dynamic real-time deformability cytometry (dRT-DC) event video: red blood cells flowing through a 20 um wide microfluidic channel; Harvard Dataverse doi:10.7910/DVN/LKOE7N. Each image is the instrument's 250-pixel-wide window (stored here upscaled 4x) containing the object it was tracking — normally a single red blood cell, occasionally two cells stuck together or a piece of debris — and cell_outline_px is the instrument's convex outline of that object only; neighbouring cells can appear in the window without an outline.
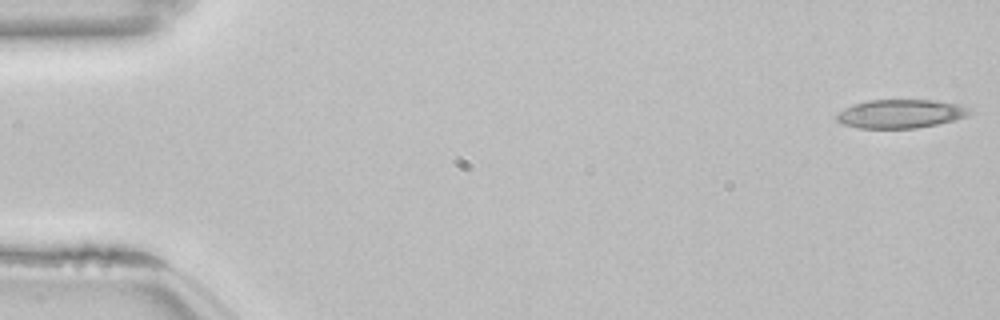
{"species": "common noctule bat (a hibernating species)", "species_latin": "Nyctalus noctula", "temperature_condition": "room temperature", "stored_images_in_passage": 53, "camera_frame_rate_fps": 3000, "um_per_image_px": 0.085, "animal": {"sex": "female", "body_mass_g": 22.7, "forearm_length_mm": 54.2}, "frame": {"image": 1, "passage_image": 1, "time_ms": 0.0, "image_size_px": [1000, 320], "cell_outline_px": [[972, 112], [968, 116], [936, 124], [916, 128], [860, 128], [844, 124], [836, 120], [836, 116], [840, 112], [852, 104], [868, 100], [936, 100], [960, 104], [972, 108]], "centroid_in_image_um": [76.6, 9.66], "position_along_channel_um": 8.4, "area_um2": 22.2}}
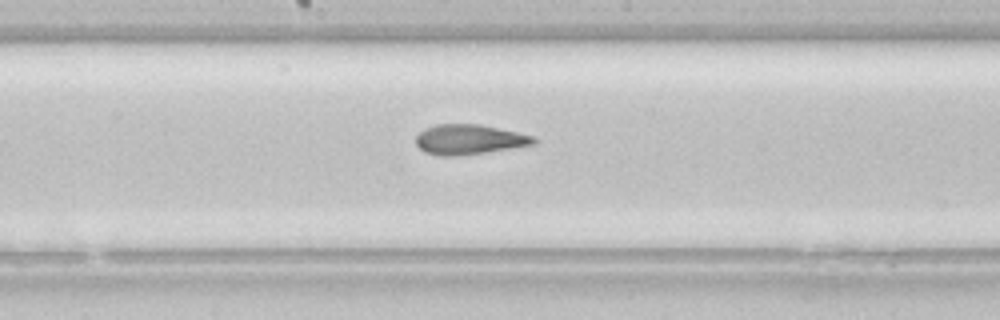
{"frame": {"image": 2, "passage_image": 28, "time_ms": 9.0, "image_size_px": [1000, 320], "cell_outline_px": [[536, 144], [484, 152], [456, 156], [440, 156], [424, 152], [416, 144], [416, 136], [424, 128], [436, 124], [480, 124], [536, 136]], "centroid_in_image_um": [39.87, 11.85], "position_along_channel_um": 208.3, "area_um2": 20.58}}
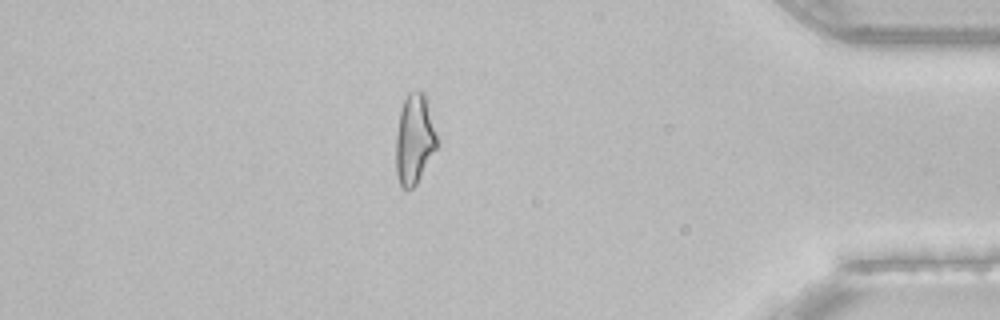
{"frame": {"image": 3, "passage_image": 46, "time_ms": 15.0, "image_size_px": [1000, 320], "cell_outline_px": [[436, 148], [416, 184], [412, 188], [404, 188], [400, 184], [396, 172], [396, 132], [400, 108], [408, 92], [420, 88], [424, 92], [436, 136]], "centroid_in_image_um": [35.19, 11.78], "position_along_channel_um": 400.0, "area_um2": 21.21}, "authors_computed_cell_mechanics": {"area_um2": 21.675, "velocity_mm_per_s": 3.8577, "shape_relaxation_time_tau1_ms": null, "shape_relaxation_time_tau2_ms": 2.4534, "deformation_change_tau1": null, "deformation_change_tau2": 0.1099}}